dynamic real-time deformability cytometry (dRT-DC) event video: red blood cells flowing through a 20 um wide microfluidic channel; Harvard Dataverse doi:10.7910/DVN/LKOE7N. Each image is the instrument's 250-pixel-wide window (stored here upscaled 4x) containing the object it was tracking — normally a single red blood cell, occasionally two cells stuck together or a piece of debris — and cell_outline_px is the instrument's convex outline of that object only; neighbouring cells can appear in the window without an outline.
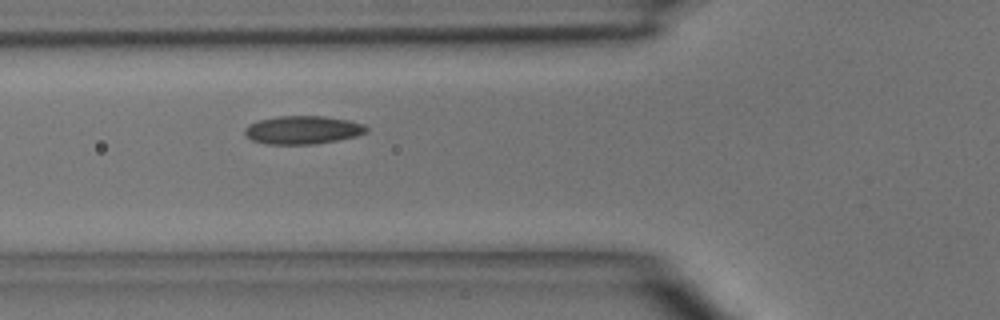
{"species": "common noctule bat (a hibernating species)", "species_latin": "Nyctalus noctula", "temperature_condition": "room temperature", "stored_images_in_passage": 2, "camera_frame_rate_fps": 3000, "um_per_image_px": 0.085, "animal": {"sex": "male", "body_mass_g": 15.6}, "frame": {"image": 1, "passage_image": 2, "time_ms": 1.0, "image_size_px": [1000, 320], "cell_outline_px": [[368, 132], [356, 136], [340, 140], [316, 144], [264, 144], [252, 140], [244, 132], [244, 128], [248, 124], [260, 120], [276, 116], [324, 116], [348, 120], [364, 124], [368, 128]], "centroid_in_image_um": [25.75, 11.05], "position_along_channel_um": 100.1, "area_um2": 20.17}}